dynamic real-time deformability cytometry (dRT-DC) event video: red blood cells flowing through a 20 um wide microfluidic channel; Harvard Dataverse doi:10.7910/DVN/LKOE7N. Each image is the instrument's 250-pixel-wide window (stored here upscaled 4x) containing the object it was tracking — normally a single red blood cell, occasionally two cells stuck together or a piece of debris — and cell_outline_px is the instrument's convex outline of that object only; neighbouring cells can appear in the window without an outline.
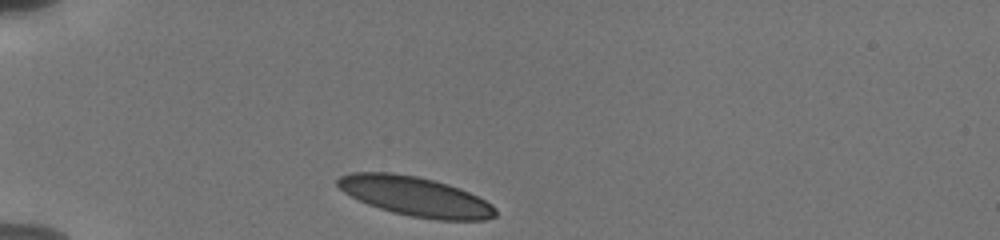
{"species": "human", "species_latin": "Homo sapiens", "temperature_condition": "cold", "stored_images_in_passage": 16, "camera_frame_rate_fps": 3000, "um_per_image_px": 0.085, "donor": {"sex": "male"}, "frame": {"image": 1, "passage_image": 1, "time_ms": 0.0, "image_size_px": [1000, 240], "cell_outline_px": [[496, 216], [484, 220], [436, 220], [412, 216], [392, 212], [368, 204], [344, 192], [336, 184], [336, 180], [340, 176], [348, 172], [392, 172], [416, 176], [448, 184], [460, 188], [492, 204], [496, 208]], "centroid_in_image_um": [35.3, 16.69], "position_along_channel_um": 49.7, "area_um2": 36.13}}
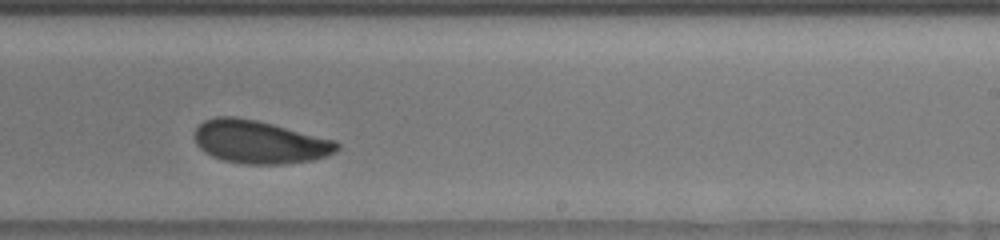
{"frame": {"image": 2, "passage_image": 14, "time_ms": 6.667, "image_size_px": [1000, 240], "cell_outline_px": [[340, 148], [336, 152], [328, 156], [312, 160], [284, 164], [244, 164], [224, 160], [212, 156], [204, 152], [196, 144], [196, 128], [204, 120], [216, 116], [236, 116], [256, 120], [336, 140], [340, 144]], "centroid_in_image_um": [22.09, 12.07], "position_along_channel_um": 266.9, "area_um2": 35.78}}
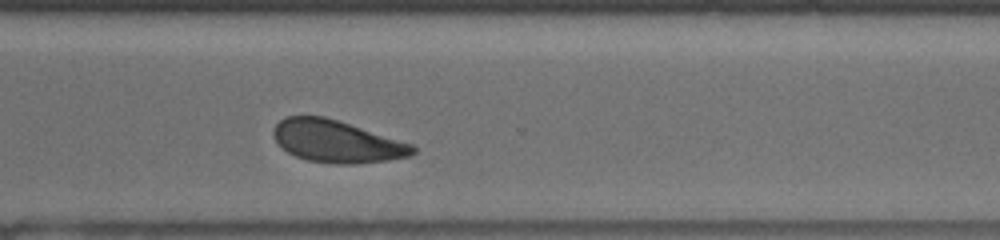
{"frame": {"image": 3, "passage_image": 16, "time_ms": 8.667, "image_size_px": [1000, 240], "cell_outline_px": [[416, 152], [412, 156], [388, 160], [356, 164], [336, 164], [308, 160], [296, 156], [288, 152], [276, 140], [272, 132], [276, 124], [284, 116], [324, 116], [412, 144], [416, 148]], "centroid_in_image_um": [28.63, 12.02], "position_along_channel_um": 342.0, "area_um2": 33.93}}